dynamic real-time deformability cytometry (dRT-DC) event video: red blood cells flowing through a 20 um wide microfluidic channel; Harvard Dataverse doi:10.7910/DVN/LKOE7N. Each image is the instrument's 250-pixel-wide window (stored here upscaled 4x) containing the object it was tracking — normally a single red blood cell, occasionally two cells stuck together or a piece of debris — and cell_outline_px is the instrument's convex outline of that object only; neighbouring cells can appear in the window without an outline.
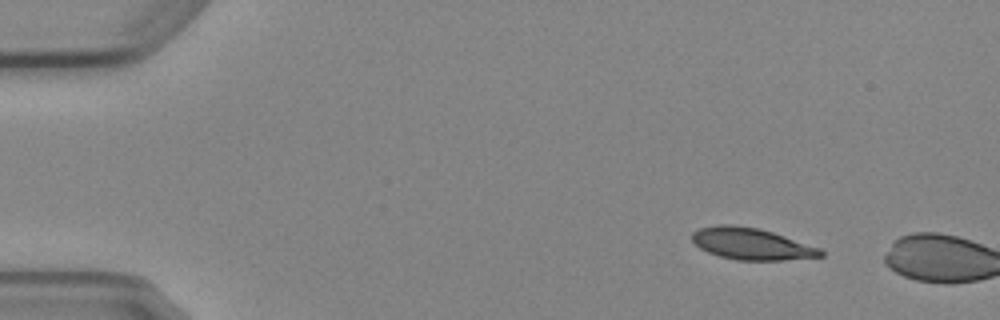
{"species": "Egyptian fruit bat (a non-hibernating species)", "species_latin": "Rousettus aegyptiacus", "temperature_condition": "cold", "stored_images_in_passage": 2, "camera_frame_rate_fps": 3000, "um_per_image_px": 0.085, "animal": {"sex": "female"}, "frame": {"image": 1, "passage_image": 1, "time_ms": 0.0, "image_size_px": [1000, 320], "cell_outline_px": [[824, 256], [784, 260], [736, 260], [720, 256], [708, 252], [700, 248], [692, 240], [692, 232], [700, 228], [720, 224], [732, 224], [760, 228], [820, 248], [824, 252]], "centroid_in_image_um": [63.87, 20.72], "position_along_channel_um": 21.1, "area_um2": 23.64}}